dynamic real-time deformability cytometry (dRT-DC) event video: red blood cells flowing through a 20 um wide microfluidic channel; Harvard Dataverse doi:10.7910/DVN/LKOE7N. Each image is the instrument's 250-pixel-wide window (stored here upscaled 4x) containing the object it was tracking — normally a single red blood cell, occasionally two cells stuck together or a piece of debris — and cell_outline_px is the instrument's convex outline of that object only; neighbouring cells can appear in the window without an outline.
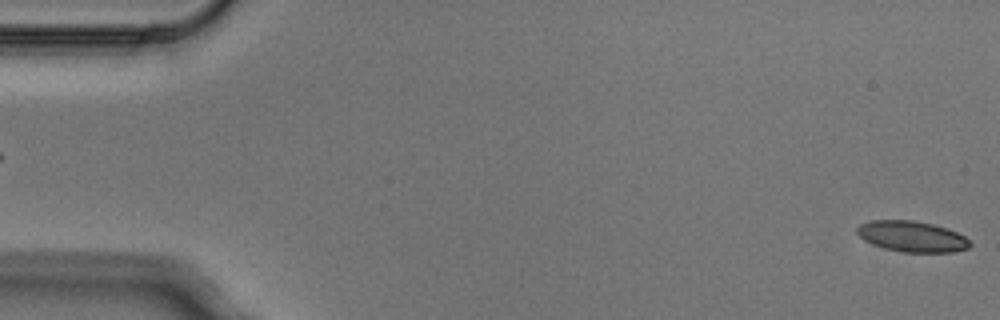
{"species": "Egyptian fruit bat (a non-hibernating species)", "species_latin": "Rousettus aegyptiacus", "temperature_condition": "cold", "stored_images_in_passage": 5, "segment_of_instrument_passage": [2, 2], "camera_frame_rate_fps": 3000, "um_per_image_px": 0.085, "animal": {"sex": "male"}, "frame": {"image": 1, "passage_image": 5, "time_ms": 1.333, "image_size_px": [1000, 320], "cell_outline_px": [[972, 244], [968, 248], [952, 252], [904, 252], [884, 248], [872, 244], [864, 240], [856, 232], [856, 228], [860, 224], [872, 220], [912, 220], [932, 224], [956, 232], [964, 236]], "centroid_in_image_um": [77.49, 20.1], "position_along_channel_um": 7.5, "area_um2": 20.11}}